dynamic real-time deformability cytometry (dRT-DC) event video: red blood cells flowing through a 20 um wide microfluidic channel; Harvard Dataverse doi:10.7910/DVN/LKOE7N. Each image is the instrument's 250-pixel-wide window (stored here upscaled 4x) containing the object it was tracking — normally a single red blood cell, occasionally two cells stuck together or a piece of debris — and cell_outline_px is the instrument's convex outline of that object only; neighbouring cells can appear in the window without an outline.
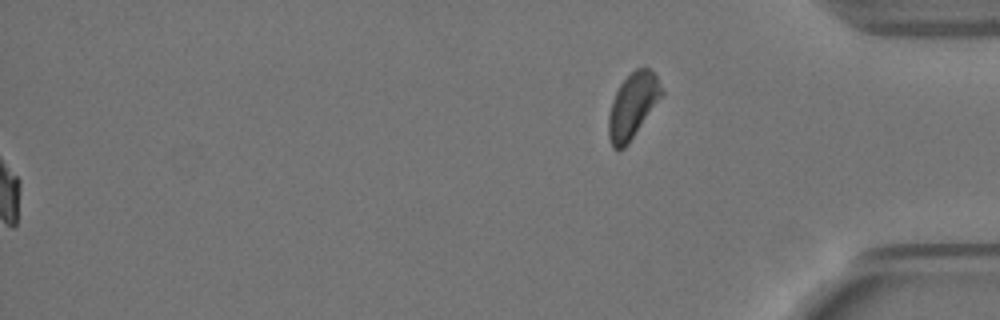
{"species": "Egyptian fruit bat (a non-hibernating species)", "species_latin": "Rousettus aegyptiacus", "temperature_condition": "warm", "stored_images_in_passage": 59, "segment_of_instrument_passage": [2, 2], "camera_frame_rate_fps": 3000, "um_per_image_px": 0.085, "animal": {"sex": "female"}, "frame": {"image": 1, "passage_image": 59, "time_ms": 19.333, "image_size_px": [1000, 320], "cell_outline_px": [[664, 92], [628, 144], [624, 148], [612, 148], [608, 136], [608, 116], [612, 100], [620, 84], [636, 68], [648, 68], [656, 76]], "centroid_in_image_um": [53.75, 8.99], "position_along_channel_um": 381.4, "area_um2": 19.71}}